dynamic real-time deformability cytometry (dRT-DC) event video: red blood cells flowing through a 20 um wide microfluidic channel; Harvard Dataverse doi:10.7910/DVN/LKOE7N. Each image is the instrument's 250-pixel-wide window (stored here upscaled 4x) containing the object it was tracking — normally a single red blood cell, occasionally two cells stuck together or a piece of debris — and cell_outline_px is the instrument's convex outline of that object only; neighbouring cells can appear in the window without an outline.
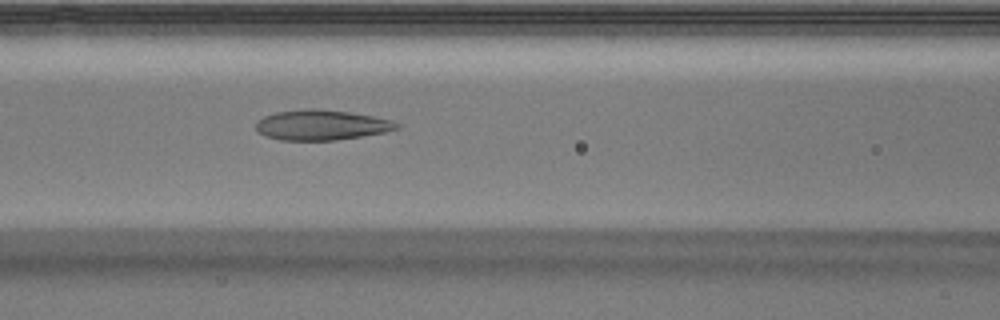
{"species": "Egyptian fruit bat (a non-hibernating species)", "species_latin": "Rousettus aegyptiacus", "temperature_condition": "warm", "stored_images_in_passage": 51, "camera_frame_rate_fps": 3000, "um_per_image_px": 0.085, "animal": {"sex": "male"}, "frame": {"image": 1, "passage_image": 22, "time_ms": 7.0, "image_size_px": [1000, 320], "cell_outline_px": [[400, 128], [384, 132], [336, 140], [280, 140], [264, 136], [256, 128], [256, 120], [264, 116], [276, 112], [312, 108], [316, 108], [348, 112], [372, 116], [392, 120], [400, 124]], "centroid_in_image_um": [27.3, 10.62], "position_along_channel_um": 139.3, "area_um2": 24.68}}
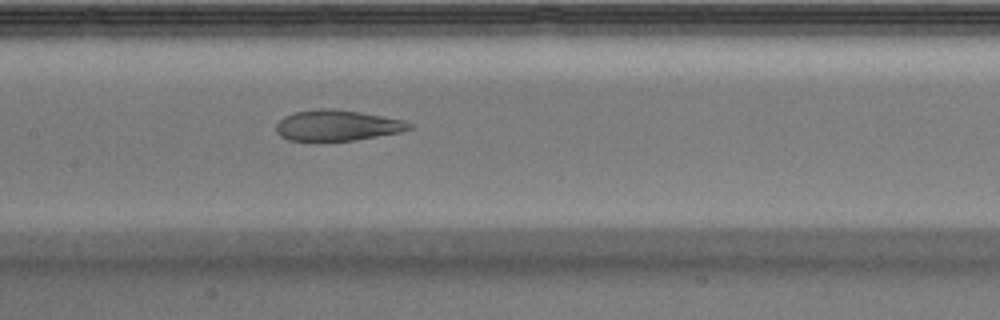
{"frame": {"image": 2, "passage_image": 25, "time_ms": 8.0, "image_size_px": [1000, 320], "cell_outline_px": [[412, 128], [400, 132], [352, 140], [316, 144], [288, 140], [280, 136], [276, 132], [276, 124], [284, 116], [296, 112], [320, 108], [328, 108], [360, 112], [404, 120], [412, 124]], "centroid_in_image_um": [28.59, 10.7], "position_along_channel_um": 178.8, "area_um2": 24.45}}
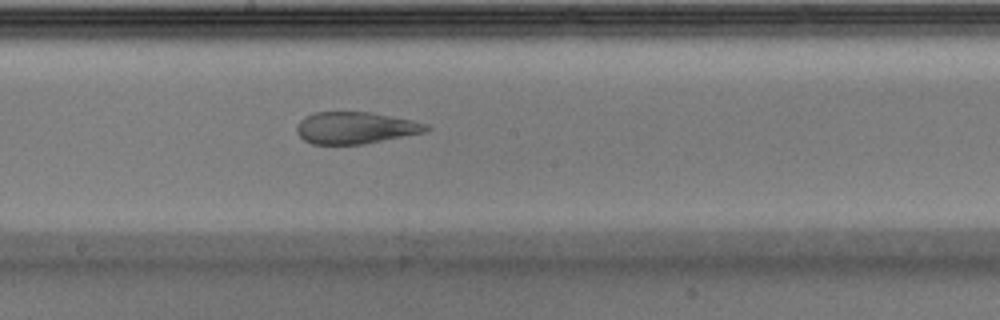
{"frame": {"image": 3, "passage_image": 28, "time_ms": 9.0, "image_size_px": [1000, 320], "cell_outline_px": [[432, 128], [428, 132], [364, 144], [312, 144], [304, 140], [296, 132], [296, 124], [304, 116], [316, 112], [372, 112], [412, 120], [428, 124]], "centroid_in_image_um": [30.24, 10.86], "position_along_channel_um": 218.0, "area_um2": 24.33}}